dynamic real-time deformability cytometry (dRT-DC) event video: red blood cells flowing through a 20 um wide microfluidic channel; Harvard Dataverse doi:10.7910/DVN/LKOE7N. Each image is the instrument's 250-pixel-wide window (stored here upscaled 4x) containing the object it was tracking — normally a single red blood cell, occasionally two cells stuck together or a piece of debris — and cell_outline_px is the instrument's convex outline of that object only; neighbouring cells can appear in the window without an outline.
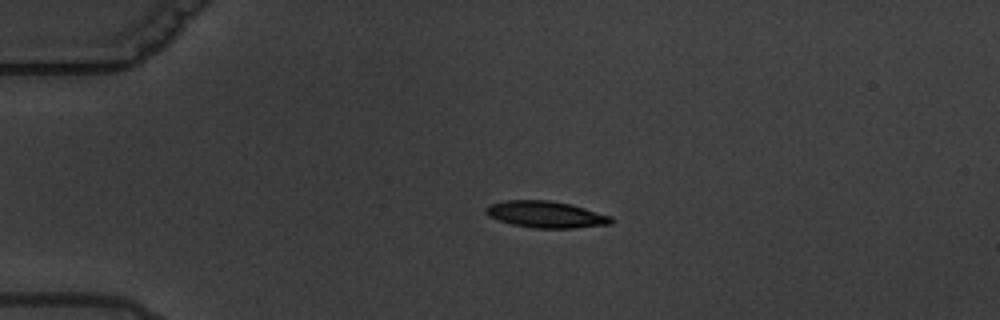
{"species": "common noctule bat (a hibernating species)", "species_latin": "Nyctalus noctula", "temperature_condition": "warm", "stored_images_in_passage": 9, "camera_frame_rate_fps": 3000, "um_per_image_px": 0.085, "animal": {"sex": "male", "body_mass_g": 19.5, "forearm_length_mm": 54.6}, "frame": {"image": 1, "passage_image": 4, "time_ms": 3.333, "image_size_px": [1000, 320], "cell_outline_px": [[612, 224], [576, 228], [532, 228], [512, 224], [488, 216], [484, 212], [484, 208], [488, 204], [504, 200], [548, 200], [572, 204], [612, 216]], "centroid_in_image_um": [46.39, 18.22], "position_along_channel_um": 38.6, "area_um2": 19.65}}
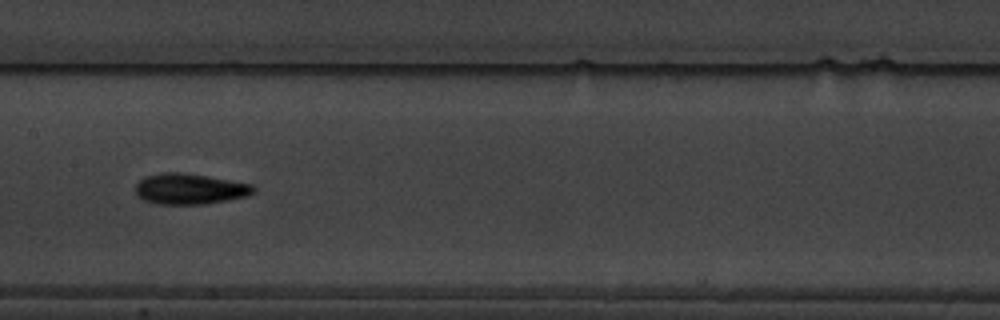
{"frame": {"image": 2, "passage_image": 8, "time_ms": 9.0, "image_size_px": [1000, 320], "cell_outline_px": [[256, 192], [248, 196], [228, 200], [204, 204], [156, 204], [144, 200], [136, 192], [136, 184], [144, 176], [160, 172], [180, 172], [208, 176], [252, 184], [256, 188]], "centroid_in_image_um": [16.15, 16.05], "position_along_channel_um": 191.2, "area_um2": 21.27}}